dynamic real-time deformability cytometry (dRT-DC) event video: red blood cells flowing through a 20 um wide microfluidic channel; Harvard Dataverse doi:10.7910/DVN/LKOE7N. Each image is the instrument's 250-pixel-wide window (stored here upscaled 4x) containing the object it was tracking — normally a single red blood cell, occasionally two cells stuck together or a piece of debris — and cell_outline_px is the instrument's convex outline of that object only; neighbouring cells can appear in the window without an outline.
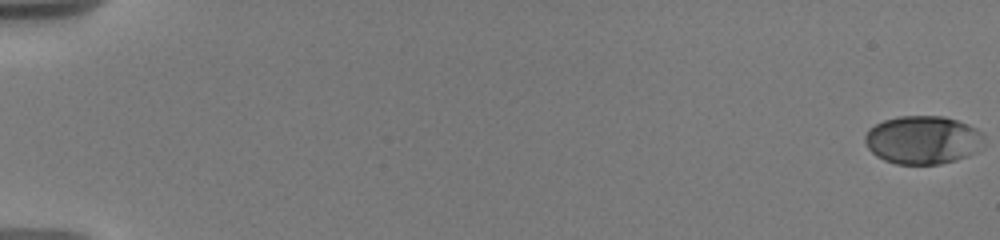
{"species": "human", "species_latin": "Homo sapiens", "temperature_condition": "warm", "stored_images_in_passage": 22, "camera_frame_rate_fps": 3000, "um_per_image_px": 0.085, "donor": {"sex": "male"}, "frame": {"image": 1, "passage_image": 1, "time_ms": 0.0, "image_size_px": [1000, 240], "cell_outline_px": [[984, 136], [976, 152], [956, 160], [940, 164], [896, 164], [884, 160], [876, 156], [868, 148], [864, 140], [864, 136], [868, 128], [884, 120], [900, 116], [944, 116], [956, 120], [976, 128]], "centroid_in_image_um": [78.39, 11.89], "position_along_channel_um": 6.6, "area_um2": 33.41}}
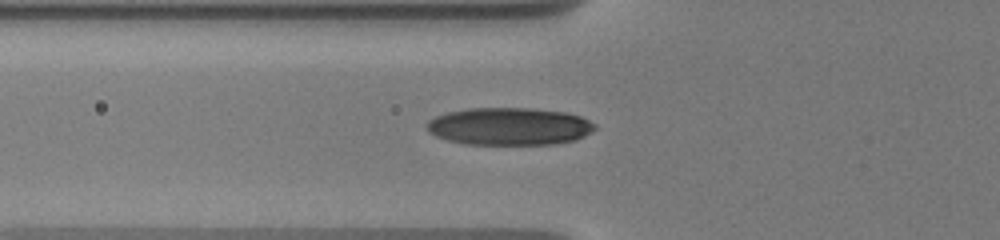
{"frame": {"image": 2, "passage_image": 19, "time_ms": 7.333, "image_size_px": [1000, 240], "cell_outline_px": [[596, 128], [592, 132], [576, 140], [556, 144], [464, 144], [448, 140], [436, 136], [428, 132], [424, 124], [428, 120], [436, 116], [448, 112], [468, 108], [532, 108], [568, 112], [580, 116], [596, 124]], "centroid_in_image_um": [43.3, 10.74], "position_along_channel_um": 82.5, "area_um2": 37.11}}
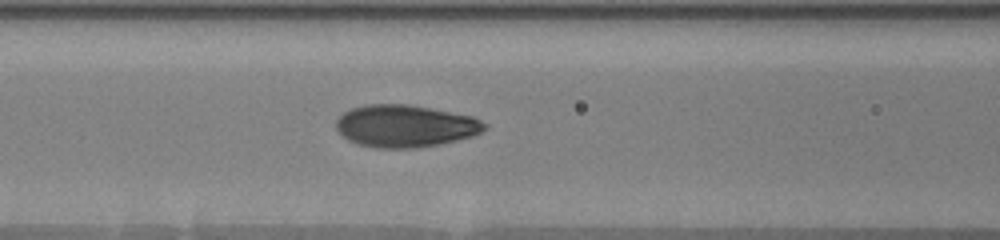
{"frame": {"image": 3, "passage_image": 22, "time_ms": 8.667, "image_size_px": [1000, 240], "cell_outline_px": [[488, 128], [472, 136], [440, 144], [416, 148], [376, 148], [360, 144], [348, 140], [336, 128], [336, 120], [344, 112], [352, 108], [364, 104], [408, 104], [472, 116], [488, 124]], "centroid_in_image_um": [34.45, 10.71], "position_along_channel_um": 132.2, "area_um2": 36.47}}